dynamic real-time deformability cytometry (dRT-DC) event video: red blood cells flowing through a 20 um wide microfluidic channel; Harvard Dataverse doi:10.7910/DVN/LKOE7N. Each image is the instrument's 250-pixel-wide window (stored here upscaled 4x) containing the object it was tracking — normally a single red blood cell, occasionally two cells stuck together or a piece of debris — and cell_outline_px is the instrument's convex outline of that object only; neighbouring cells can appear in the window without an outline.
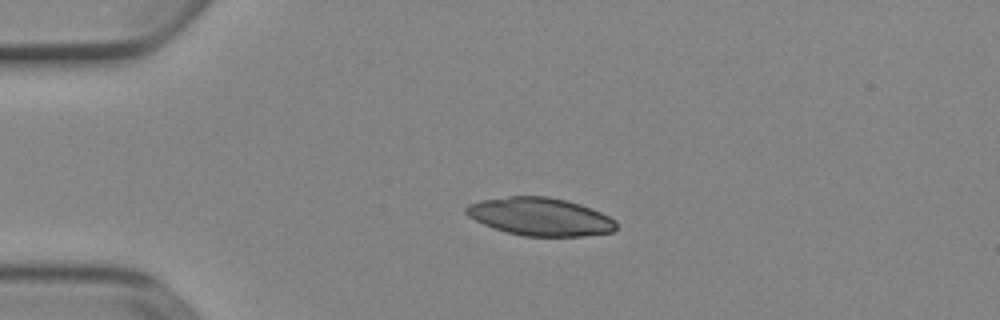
{"species": "Egyptian fruit bat (a non-hibernating species)", "species_latin": "Rousettus aegyptiacus", "temperature_condition": "cold", "stored_images_in_passage": 4, "camera_frame_rate_fps": 3000, "um_per_image_px": 0.085, "animal": {"sex": "female"}, "frame": {"image": 1, "passage_image": 3, "time_ms": 0.667, "image_size_px": [1000, 320], "cell_outline_px": [[616, 228], [612, 232], [584, 236], [524, 236], [492, 228], [468, 216], [464, 212], [464, 208], [468, 204], [480, 200], [508, 196], [548, 196], [568, 200], [592, 208], [616, 220]], "centroid_in_image_um": [45.9, 18.41], "position_along_channel_um": 39.1, "area_um2": 33.35}}